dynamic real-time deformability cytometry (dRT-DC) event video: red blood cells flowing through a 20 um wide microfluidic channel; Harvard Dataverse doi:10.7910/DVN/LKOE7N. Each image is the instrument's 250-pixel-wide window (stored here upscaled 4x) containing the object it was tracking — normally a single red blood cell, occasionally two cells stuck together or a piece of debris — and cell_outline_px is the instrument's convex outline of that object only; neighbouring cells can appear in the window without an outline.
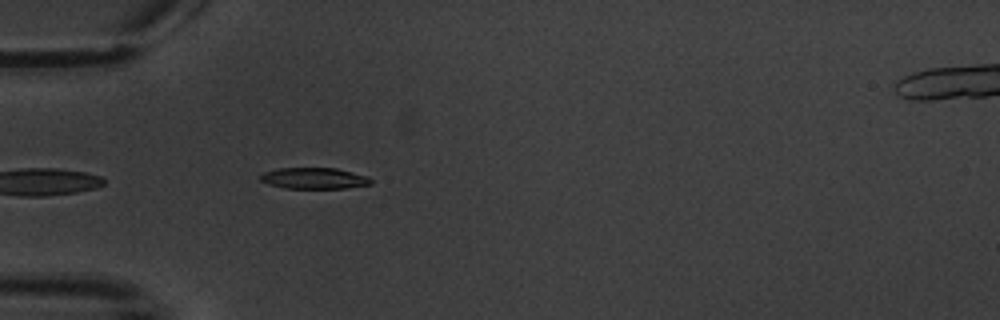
{"species": "common noctule bat (a hibernating species)", "species_latin": "Nyctalus noctula", "temperature_condition": "warm", "stored_images_in_passage": 8, "camera_frame_rate_fps": 3000, "um_per_image_px": 0.085, "animal": {"sex": "male", "body_mass_g": 20.1, "forearm_length_mm": 53.5}, "frame": {"image": 1, "passage_image": 7, "time_ms": 7.0, "image_size_px": [1000, 320], "cell_outline_px": [[372, 184], [344, 188], [284, 188], [268, 184], [260, 180], [260, 176], [264, 172], [276, 168], [336, 168], [368, 176], [372, 180]], "centroid_in_image_um": [26.69, 15.15], "position_along_channel_um": 58.3, "area_um2": 13.64}}